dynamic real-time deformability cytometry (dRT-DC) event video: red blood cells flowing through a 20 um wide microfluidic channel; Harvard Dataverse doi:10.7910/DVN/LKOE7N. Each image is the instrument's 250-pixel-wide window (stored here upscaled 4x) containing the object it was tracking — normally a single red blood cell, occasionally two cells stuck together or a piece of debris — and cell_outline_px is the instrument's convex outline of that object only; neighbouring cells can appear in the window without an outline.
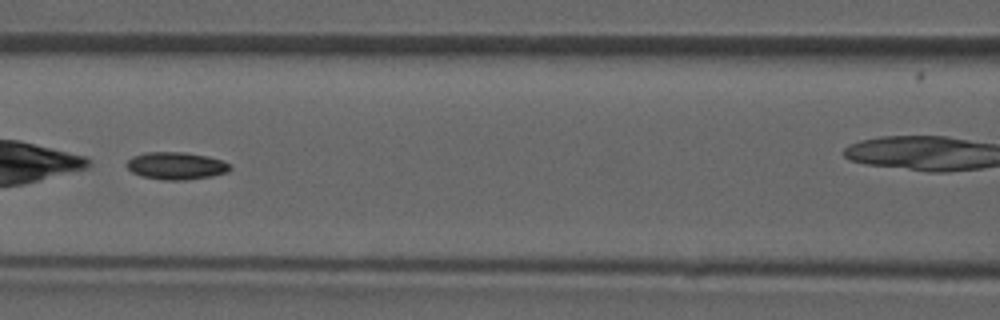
{"species": "common noctule bat (a hibernating species)", "species_latin": "Nyctalus noctula", "temperature_condition": "room temperature", "stored_images_in_passage": 7, "camera_frame_rate_fps": 3000, "um_per_image_px": 0.085, "animal": {"sex": "male", "forearm_length_mm": 52.5}, "frame": {"image": 1, "passage_image": 6, "time_ms": 6.333, "image_size_px": [1000, 320], "cell_outline_px": [[232, 168], [228, 172], [212, 176], [184, 180], [164, 180], [140, 176], [132, 172], [124, 164], [132, 156], [148, 152], [184, 152], [208, 156], [220, 160], [228, 164]], "centroid_in_image_um": [14.94, 14.09], "position_along_channel_um": 151.7, "area_um2": 16.53}}